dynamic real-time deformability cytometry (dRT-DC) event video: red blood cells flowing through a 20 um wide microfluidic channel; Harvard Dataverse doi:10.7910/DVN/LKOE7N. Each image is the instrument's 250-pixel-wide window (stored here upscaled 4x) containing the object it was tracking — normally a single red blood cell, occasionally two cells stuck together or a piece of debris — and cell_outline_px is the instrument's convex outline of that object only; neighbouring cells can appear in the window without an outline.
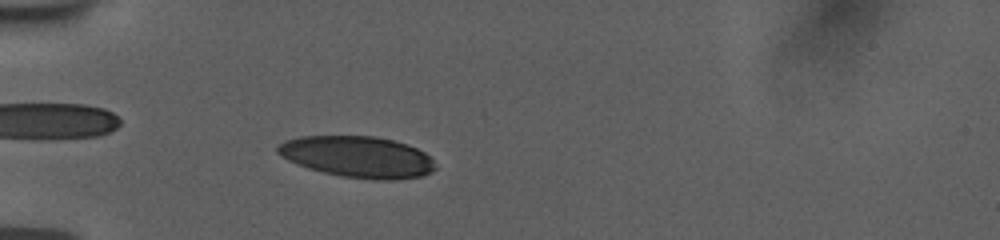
{"species": "human", "species_latin": "Homo sapiens", "temperature_condition": "room temperature", "stored_images_in_passage": 51, "camera_frame_rate_fps": 3000, "um_per_image_px": 0.085, "donor": {"sex": "female"}, "frame": {"image": 1, "passage_image": 13, "time_ms": 4.0, "image_size_px": [1000, 240], "cell_outline_px": [[436, 168], [432, 172], [420, 176], [392, 180], [376, 180], [340, 176], [308, 168], [296, 164], [280, 156], [276, 152], [276, 148], [284, 140], [300, 136], [376, 136], [408, 144], [424, 152], [432, 160]], "centroid_in_image_um": [30.37, 13.33], "position_along_channel_um": 54.6, "area_um2": 38.03}}
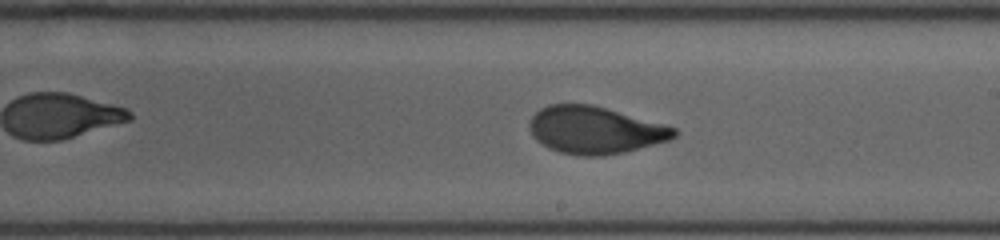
{"frame": {"image": 2, "passage_image": 29, "time_ms": 9.333, "image_size_px": [1000, 240], "cell_outline_px": [[676, 136], [668, 140], [624, 152], [604, 156], [580, 156], [560, 152], [548, 148], [536, 140], [532, 136], [528, 128], [528, 124], [532, 116], [540, 108], [548, 104], [592, 104], [664, 124], [676, 128]], "centroid_in_image_um": [50.52, 11.06], "position_along_channel_um": 238.5, "area_um2": 39.88}}
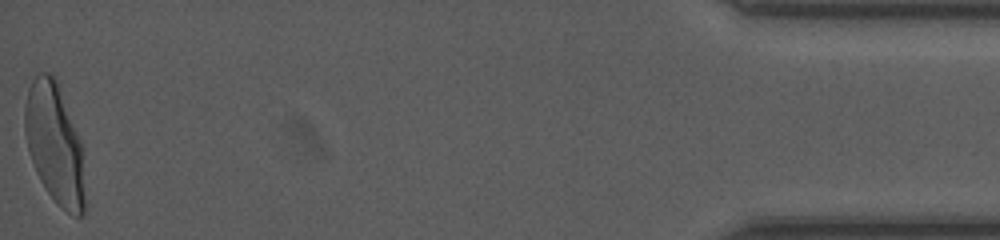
{"frame": {"image": 3, "passage_image": 51, "time_ms": 16.667, "image_size_px": [1000, 240], "cell_outline_px": [[84, 212], [80, 216], [76, 216], [68, 212], [56, 204], [40, 180], [36, 172], [28, 148], [24, 132], [24, 108], [28, 88], [32, 80], [40, 72], [52, 72], [60, 84], [80, 140], [84, 196]], "centroid_in_image_um": [4.62, 12.14], "position_along_channel_um": 430.6, "area_um2": 41.96}, "authors_computed_cell_mechanics": {"area_um2": 39.7086, "velocity_mm_per_s": 3.7692, "shape_relaxation_time_tau1_ms": 3.9194, "shape_relaxation_time_tau2_ms": 0.6852, "deformation_change_tau1": 0.1972, "deformation_change_tau2": 0.0617}}